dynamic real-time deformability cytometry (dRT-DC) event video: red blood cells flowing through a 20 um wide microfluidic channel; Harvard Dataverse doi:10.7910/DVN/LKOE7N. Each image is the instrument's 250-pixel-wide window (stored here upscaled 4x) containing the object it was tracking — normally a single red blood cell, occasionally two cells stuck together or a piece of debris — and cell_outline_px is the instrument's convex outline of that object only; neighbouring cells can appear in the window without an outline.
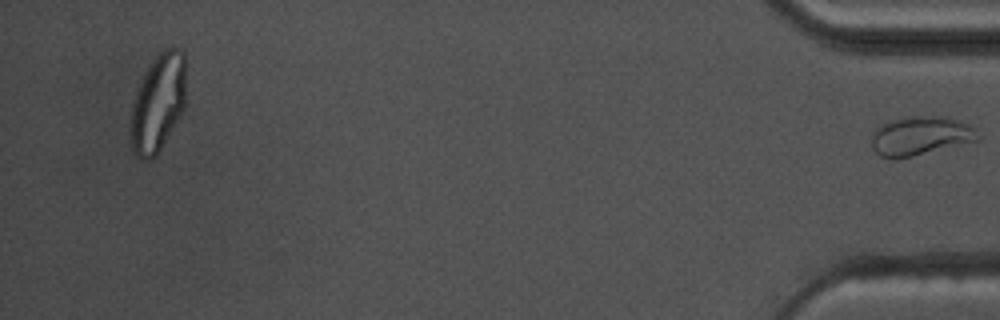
{"species": "common noctule bat (a hibernating species)", "species_latin": "Nyctalus noctula", "temperature_condition": "warm", "stored_images_in_passage": 50, "segment_of_instrument_passage": [2, 2], "camera_frame_rate_fps": 3000, "um_per_image_px": 0.085, "animal": {"sex": "male", "body_mass_g": 17.5, "forearm_length_mm": 52.3}, "frame": {"image": 1, "passage_image": 50, "time_ms": 16.333, "image_size_px": [1000, 320], "cell_outline_px": [[980, 140], [912, 156], [892, 160], [880, 156], [872, 148], [872, 132], [880, 124], [892, 120], [912, 116], [944, 116], [960, 120], [968, 124], [980, 136]], "centroid_in_image_um": [78.22, 11.55], "position_along_channel_um": 357.0, "area_um2": 24.22}}